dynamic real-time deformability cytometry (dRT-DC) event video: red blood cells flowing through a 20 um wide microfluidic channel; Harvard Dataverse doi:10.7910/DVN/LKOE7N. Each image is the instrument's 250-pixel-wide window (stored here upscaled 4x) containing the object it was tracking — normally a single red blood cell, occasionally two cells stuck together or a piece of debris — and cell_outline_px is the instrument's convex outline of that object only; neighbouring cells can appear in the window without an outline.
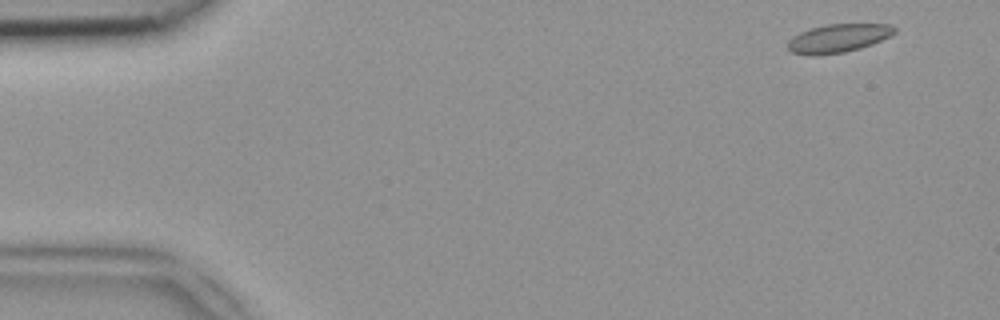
{"species": "common noctule bat (a hibernating species)", "species_latin": "Nyctalus noctula", "temperature_condition": "room temperature", "stored_images_in_passage": 48, "camera_frame_rate_fps": 3000, "um_per_image_px": 0.085, "animal": {"sex": "female", "body_mass_g": 18.4}, "frame": {"image": 1, "passage_image": 2, "time_ms": 0.333, "image_size_px": [1000, 320], "cell_outline_px": [[896, 32], [872, 44], [860, 48], [844, 52], [816, 56], [812, 56], [792, 52], [788, 48], [788, 40], [792, 36], [800, 32], [812, 28], [828, 24], [888, 24], [896, 28]], "centroid_in_image_um": [71.22, 3.26], "position_along_channel_um": 13.8, "area_um2": 17.57}}
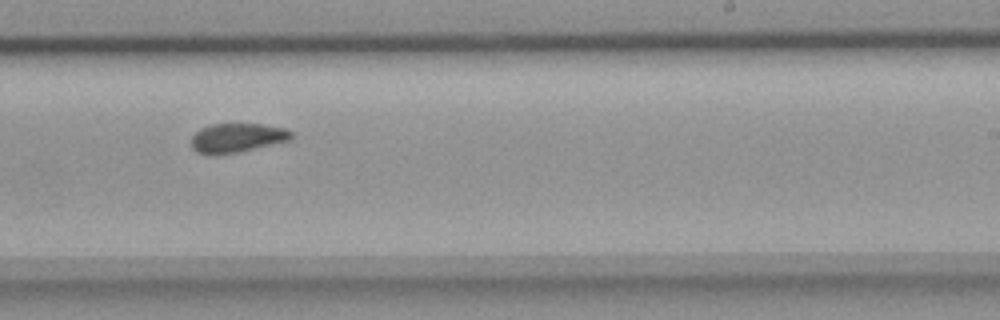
{"frame": {"image": 2, "passage_image": 29, "time_ms": 9.333, "image_size_px": [1000, 320], "cell_outline_px": [[292, 136], [288, 140], [236, 152], [212, 156], [196, 152], [192, 148], [192, 136], [200, 128], [212, 124], [264, 124], [284, 128], [292, 132]], "centroid_in_image_um": [20.09, 11.71], "position_along_channel_um": 268.9, "area_um2": 16.82}}
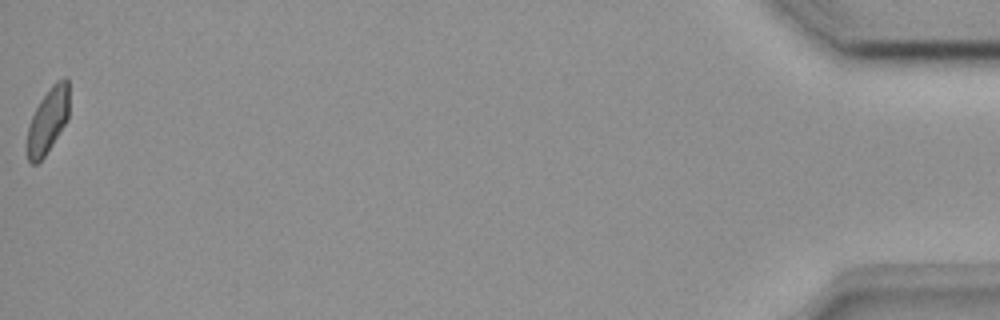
{"frame": {"image": 3, "passage_image": 48, "time_ms": 15.667, "image_size_px": [1000, 320], "cell_outline_px": [[68, 120], [44, 156], [36, 164], [32, 164], [28, 160], [28, 124], [40, 100], [52, 84], [56, 80], [64, 76], [68, 80]], "centroid_in_image_um": [4.08, 10.2], "position_along_channel_um": 431.1, "area_um2": 15.78}}